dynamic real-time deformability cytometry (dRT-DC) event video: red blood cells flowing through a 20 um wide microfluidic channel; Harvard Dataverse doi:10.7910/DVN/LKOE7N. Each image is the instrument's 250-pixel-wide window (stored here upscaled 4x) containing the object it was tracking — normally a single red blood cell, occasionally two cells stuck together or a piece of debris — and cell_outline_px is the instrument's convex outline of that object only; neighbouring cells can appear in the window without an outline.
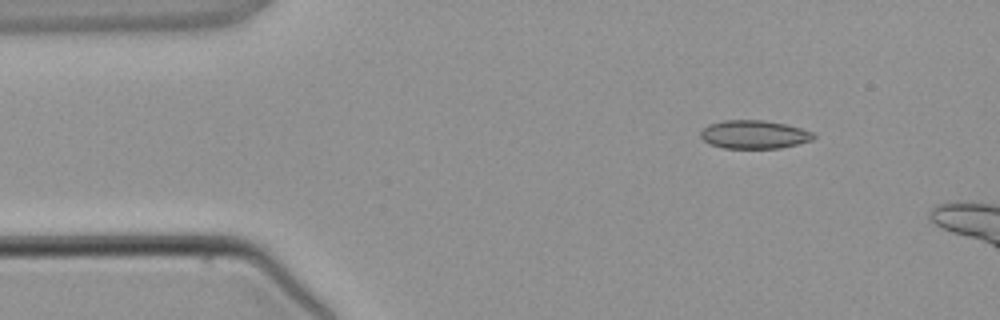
{"species": "common noctule bat (a hibernating species)", "species_latin": "Nyctalus noctula", "temperature_condition": "warm", "stored_images_in_passage": 4, "camera_frame_rate_fps": 3000, "um_per_image_px": 0.085, "animal": {"sex": "male", "body_mass_g": 21.5, "forearm_length_mm": 52.0}, "frame": {"image": 1, "passage_image": 2, "time_ms": 1.333, "image_size_px": [1000, 320], "cell_outline_px": [[816, 136], [812, 140], [780, 148], [724, 148], [708, 144], [700, 136], [700, 132], [708, 124], [724, 120], [764, 120], [784, 124], [800, 128], [812, 132]], "centroid_in_image_um": [64.07, 11.43], "position_along_channel_um": 20.9, "area_um2": 18.61}}